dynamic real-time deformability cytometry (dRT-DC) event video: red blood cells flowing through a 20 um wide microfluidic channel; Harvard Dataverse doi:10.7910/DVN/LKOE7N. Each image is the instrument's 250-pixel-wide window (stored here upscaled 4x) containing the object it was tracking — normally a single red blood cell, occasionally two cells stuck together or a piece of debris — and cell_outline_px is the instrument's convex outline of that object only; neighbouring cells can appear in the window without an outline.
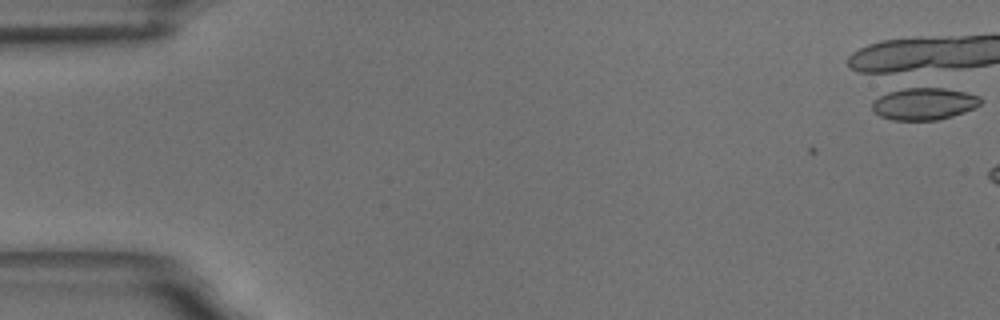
{"species": "common noctule bat (a hibernating species)", "species_latin": "Nyctalus noctula", "temperature_condition": "room temperature", "stored_images_in_passage": 2, "camera_frame_rate_fps": 3000, "um_per_image_px": 0.085, "animal": {"sex": "male", "body_mass_g": 18.8}, "frame": {"image": 1, "passage_image": 1, "time_ms": 0.0, "image_size_px": [1000, 320], "cell_outline_px": [[984, 100], [980, 104], [964, 112], [952, 116], [936, 120], [892, 120], [880, 116], [872, 108], [872, 100], [888, 92], [912, 84], [944, 88], [964, 92], [980, 96]], "centroid_in_image_um": [78.52, 8.77], "position_along_channel_um": 6.5, "area_um2": 20.87}}